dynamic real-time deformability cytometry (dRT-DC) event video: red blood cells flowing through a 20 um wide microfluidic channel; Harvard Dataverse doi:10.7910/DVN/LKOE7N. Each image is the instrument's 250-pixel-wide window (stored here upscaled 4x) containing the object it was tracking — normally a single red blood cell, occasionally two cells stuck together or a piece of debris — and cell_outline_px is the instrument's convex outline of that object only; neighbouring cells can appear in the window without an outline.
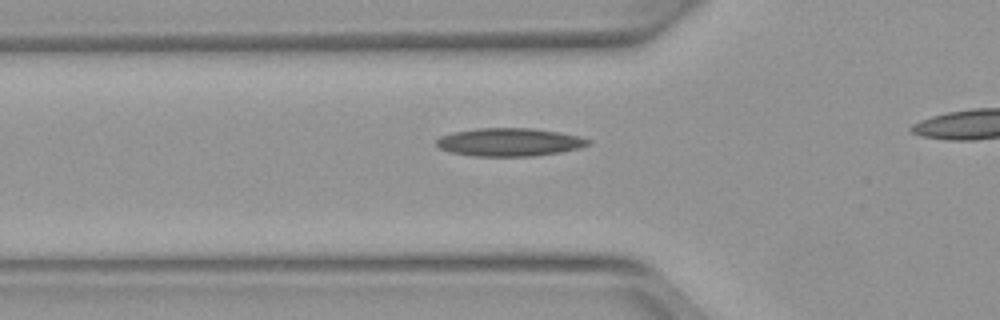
{"species": "Egyptian fruit bat (a non-hibernating species)", "species_latin": "Rousettus aegyptiacus", "temperature_condition": "warm", "stored_images_in_passage": 29, "camera_frame_rate_fps": 3000, "um_per_image_px": 0.085, "animal": {"sex": "female"}, "frame": {"image": 1, "passage_image": 5, "time_ms": 1.333, "image_size_px": [1000, 320], "cell_outline_px": [[592, 144], [580, 148], [560, 152], [536, 156], [472, 156], [452, 152], [440, 148], [436, 144], [436, 140], [440, 136], [452, 132], [476, 128], [532, 128], [560, 132], [580, 136], [592, 140]], "centroid_in_image_um": [43.34, 12.07], "position_along_channel_um": 82.5, "area_um2": 25.09}}
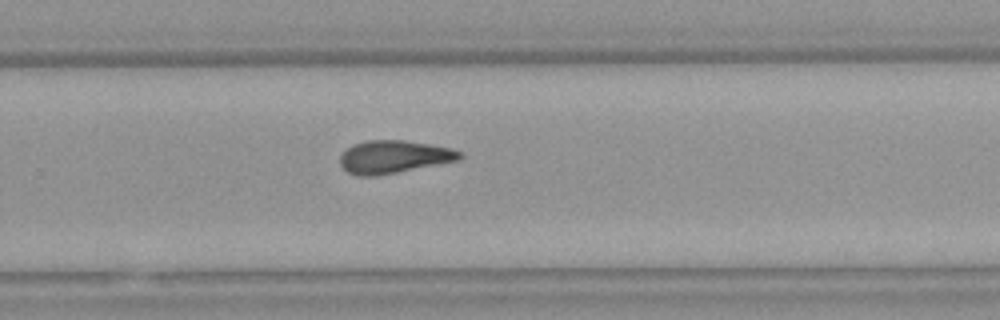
{"frame": {"image": 2, "passage_image": 21, "time_ms": 6.667, "image_size_px": [1000, 320], "cell_outline_px": [[464, 156], [460, 160], [376, 176], [360, 176], [348, 172], [340, 164], [340, 156], [352, 144], [368, 140], [404, 140], [452, 148], [460, 152]], "centroid_in_image_um": [33.48, 13.33], "position_along_channel_um": 296.3, "area_um2": 22.77}}